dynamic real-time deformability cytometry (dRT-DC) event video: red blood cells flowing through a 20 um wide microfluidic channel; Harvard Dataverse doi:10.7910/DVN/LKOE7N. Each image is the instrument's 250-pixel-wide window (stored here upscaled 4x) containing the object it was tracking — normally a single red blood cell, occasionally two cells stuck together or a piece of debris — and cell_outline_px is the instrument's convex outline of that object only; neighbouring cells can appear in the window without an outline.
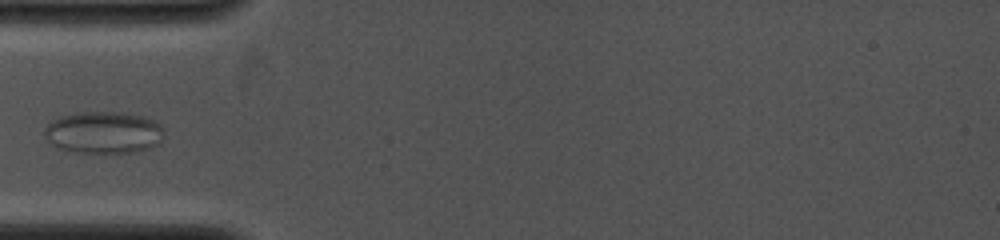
{"species": "common noctule bat (a hibernating species)", "species_latin": "Nyctalus noctula", "temperature_condition": "cold", "stored_images_in_passage": 7, "camera_frame_rate_fps": 4000, "um_per_image_px": 0.085, "animal": {"sex": "female", "body_mass_g": 19.0, "forearm_length_mm": 53.3}, "frame": {"image": 1, "passage_image": 5, "time_ms": 4.5, "image_size_px": [1000, 240], "cell_outline_px": [[164, 132], [160, 144], [136, 152], [72, 152], [60, 148], [44, 140], [44, 128], [52, 120], [60, 116], [76, 112], [124, 112], [144, 116], [156, 120], [164, 128]], "centroid_in_image_um": [8.81, 11.24], "position_along_channel_um": 76.2, "area_um2": 29.71}}
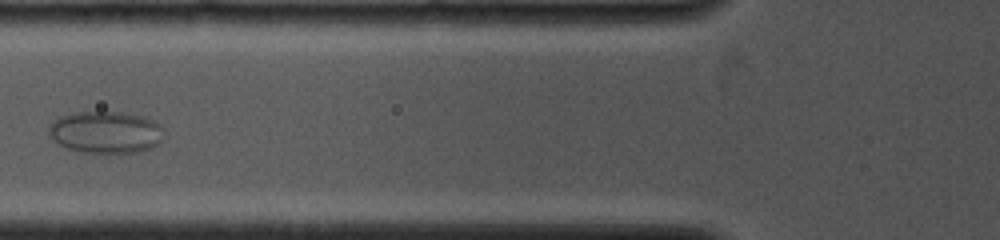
{"frame": {"image": 2, "passage_image": 6, "time_ms": 5.5, "image_size_px": [1000, 240], "cell_outline_px": [[164, 132], [160, 140], [152, 148], [136, 152], [80, 152], [68, 148], [60, 144], [48, 132], [48, 128], [60, 116], [76, 112], [124, 112], [140, 116], [152, 120], [160, 124], [164, 128]], "centroid_in_image_um": [9.02, 11.23], "position_along_channel_um": 116.8, "area_um2": 27.8}}
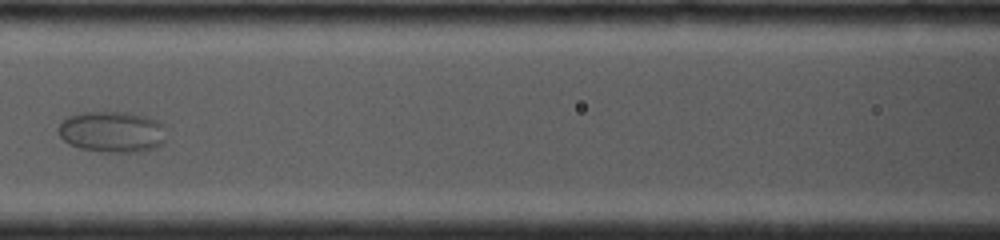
{"frame": {"image": 3, "passage_image": 7, "time_ms": 6.5, "image_size_px": [1000, 240], "cell_outline_px": [[164, 140], [156, 148], [144, 152], [104, 152], [80, 148], [64, 140], [60, 136], [56, 128], [68, 116], [80, 112], [128, 112], [148, 116], [156, 120], [160, 124]], "centroid_in_image_um": [9.5, 11.2], "position_along_channel_um": 157.1, "area_um2": 25.78}}